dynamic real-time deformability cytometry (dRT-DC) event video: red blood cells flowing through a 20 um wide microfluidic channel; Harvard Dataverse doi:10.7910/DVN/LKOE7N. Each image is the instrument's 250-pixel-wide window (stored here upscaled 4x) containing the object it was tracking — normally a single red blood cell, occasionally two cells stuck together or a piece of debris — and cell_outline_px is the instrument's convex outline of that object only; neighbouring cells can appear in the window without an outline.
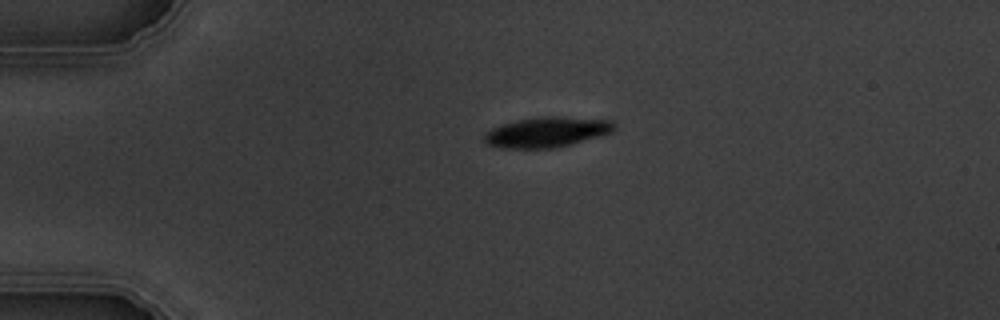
{"species": "common noctule bat (a hibernating species)", "species_latin": "Nyctalus noctula", "temperature_condition": "warm", "stored_images_in_passage": 2, "camera_frame_rate_fps": 3000, "um_per_image_px": 0.085, "animal": {"sex": "male", "body_mass_g": 19.5, "forearm_length_mm": 54.6}, "frame": {"image": 1, "passage_image": 1, "time_ms": 0.0, "image_size_px": [1000, 320], "cell_outline_px": [[616, 128], [612, 132], [572, 144], [556, 148], [500, 148], [488, 144], [484, 140], [484, 132], [500, 124], [516, 120], [544, 116], [560, 116], [612, 120], [616, 124]], "centroid_in_image_um": [46.48, 11.22], "position_along_channel_um": 38.5, "area_um2": 23.12}}